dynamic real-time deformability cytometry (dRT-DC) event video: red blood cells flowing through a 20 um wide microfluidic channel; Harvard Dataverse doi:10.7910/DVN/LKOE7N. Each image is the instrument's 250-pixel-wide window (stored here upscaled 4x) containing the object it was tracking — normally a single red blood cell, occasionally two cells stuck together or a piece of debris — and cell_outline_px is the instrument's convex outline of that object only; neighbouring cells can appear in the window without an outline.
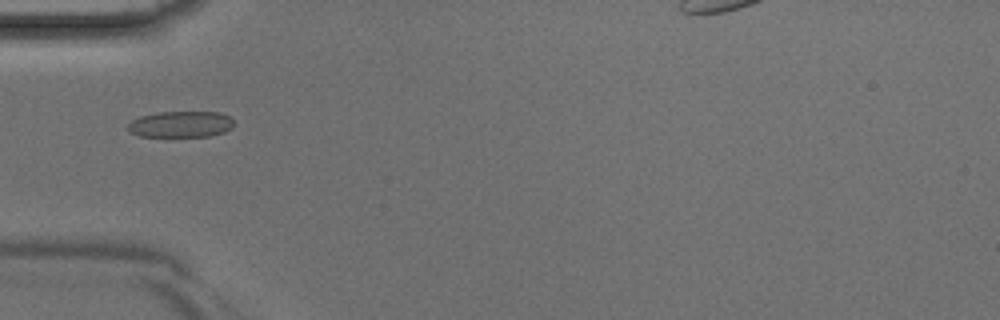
{"species": "Egyptian fruit bat (a non-hibernating species)", "species_latin": "Rousettus aegyptiacus", "temperature_condition": "room temperature", "stored_images_in_passage": 9, "camera_frame_rate_fps": 3000, "um_per_image_px": 0.085, "animal": {"sex": "male"}, "frame": {"image": 1, "passage_image": 3, "time_ms": 0.667, "image_size_px": [1000, 320], "cell_outline_px": [[232, 128], [224, 132], [208, 136], [140, 136], [128, 132], [128, 124], [132, 120], [140, 116], [156, 112], [220, 112], [228, 116], [232, 120]], "centroid_in_image_um": [15.33, 10.56], "position_along_channel_um": 69.7, "area_um2": 16.13}}
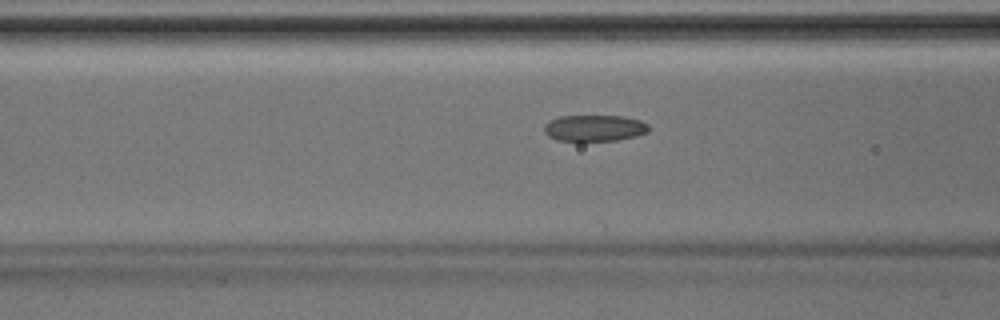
{"frame": {"image": 2, "passage_image": 6, "time_ms": 1.667, "image_size_px": [1000, 320], "cell_outline_px": [[648, 132], [636, 136], [616, 140], [556, 140], [548, 136], [544, 132], [544, 124], [548, 120], [560, 116], [624, 116], [640, 120], [648, 124]], "centroid_in_image_um": [50.5, 10.87], "position_along_channel_um": 116.1, "area_um2": 16.01}}
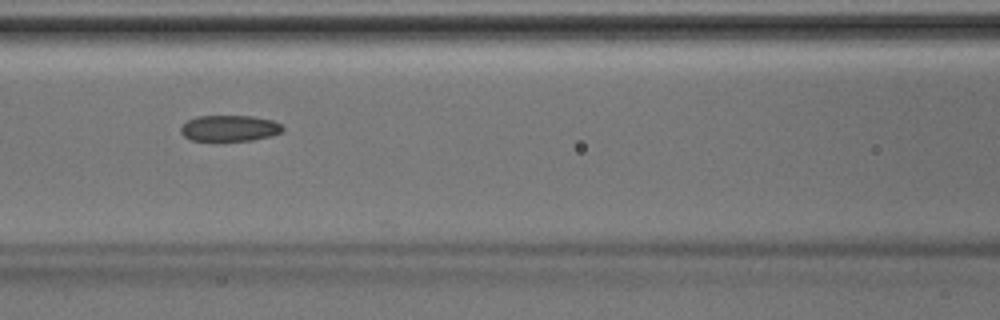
{"frame": {"image": 3, "passage_image": 8, "time_ms": 2.333, "image_size_px": [1000, 320], "cell_outline_px": [[284, 128], [280, 132], [268, 136], [252, 140], [192, 140], [184, 136], [180, 132], [180, 128], [188, 120], [196, 116], [252, 116], [272, 120], [280, 124]], "centroid_in_image_um": [19.48, 10.89], "position_along_channel_um": 147.1, "area_um2": 15.2}}